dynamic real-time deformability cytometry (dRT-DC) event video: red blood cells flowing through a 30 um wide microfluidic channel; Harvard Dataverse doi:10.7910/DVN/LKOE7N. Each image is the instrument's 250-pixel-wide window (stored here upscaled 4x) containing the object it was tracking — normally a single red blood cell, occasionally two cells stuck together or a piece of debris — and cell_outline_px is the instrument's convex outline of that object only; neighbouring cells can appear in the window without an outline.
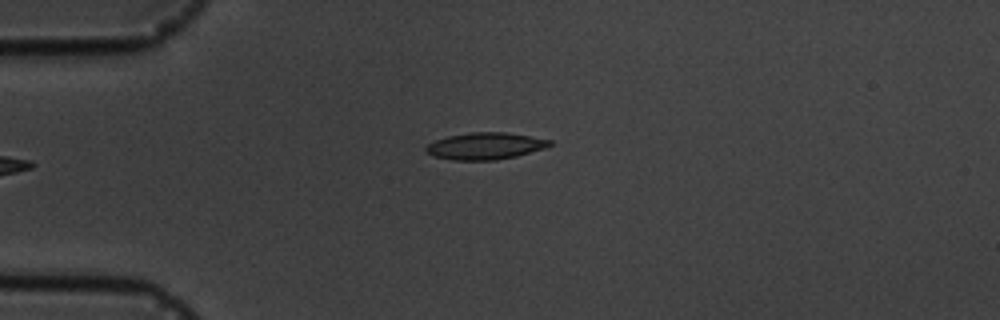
{"species": "common noctule bat (a hibernating species)", "species_latin": "Nyctalus noctula", "temperature_condition": "cold", "stored_images_in_passage": 10, "camera_frame_rate_fps": 3000, "um_per_image_px": 0.085, "animal": {"sex": "male", "body_mass_g": 19.5, "forearm_length_mm": 54.6}, "frame": {"image": 1, "passage_image": 6, "time_ms": 6.333, "image_size_px": [1000, 320], "cell_outline_px": [[552, 144], [544, 148], [516, 156], [496, 160], [452, 160], [432, 156], [424, 148], [428, 144], [436, 140], [448, 136], [472, 132], [508, 132], [552, 140]], "centroid_in_image_um": [41.24, 12.41], "position_along_channel_um": 43.8, "area_um2": 19.31}}
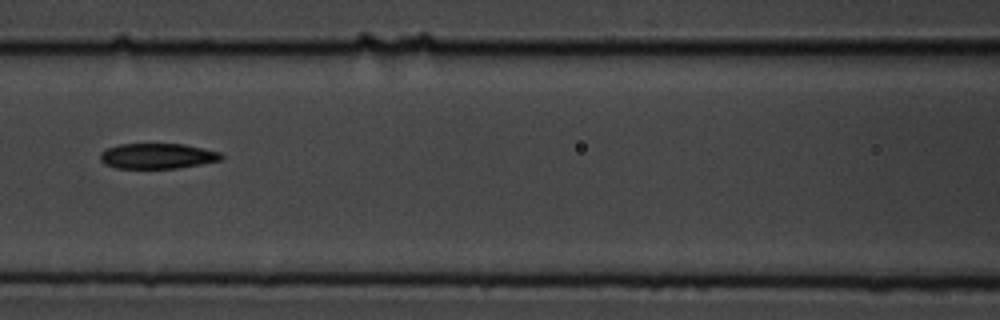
{"frame": {"image": 2, "passage_image": 9, "time_ms": 10.0, "image_size_px": [1000, 320], "cell_outline_px": [[224, 156], [220, 160], [200, 164], [176, 168], [116, 168], [104, 164], [100, 160], [100, 152], [104, 148], [120, 144], [184, 144], [204, 148], [220, 152]], "centroid_in_image_um": [13.34, 13.25], "position_along_channel_um": 153.3, "area_um2": 17.98}}
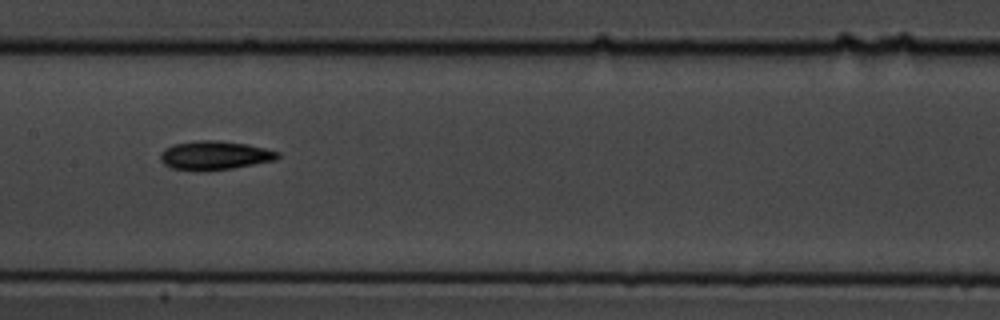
{"frame": {"image": 3, "passage_image": 10, "time_ms": 11.0, "image_size_px": [1000, 320], "cell_outline_px": [[280, 156], [276, 160], [232, 168], [204, 172], [200, 172], [172, 168], [164, 164], [160, 160], [160, 152], [164, 148], [172, 144], [196, 140], [220, 140], [248, 144], [280, 152]], "centroid_in_image_um": [18.22, 13.21], "position_along_channel_um": 189.2, "area_um2": 20.11}}